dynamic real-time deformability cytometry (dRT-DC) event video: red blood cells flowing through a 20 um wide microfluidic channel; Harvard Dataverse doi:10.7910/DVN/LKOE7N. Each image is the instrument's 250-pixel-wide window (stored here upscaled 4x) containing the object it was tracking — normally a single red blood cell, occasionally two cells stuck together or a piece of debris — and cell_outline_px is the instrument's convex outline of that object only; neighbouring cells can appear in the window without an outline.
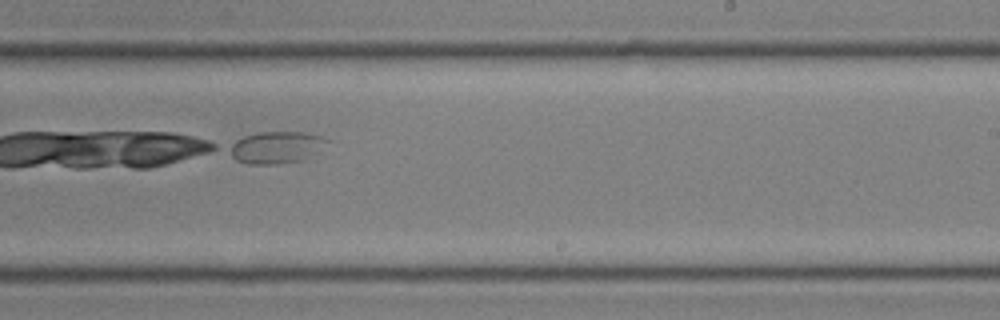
{"species": "common noctule bat (a hibernating species)", "species_latin": "Nyctalus noctula", "temperature_condition": "room temperature", "stored_images_in_passage": 25, "camera_frame_rate_fps": 3000, "um_per_image_px": 0.085, "animal": {"sex": "male", "body_mass_g": 19.0, "forearm_length_mm": 50.8}, "frame": {"image": 1, "passage_image": 16, "time_ms": 5.0, "image_size_px": [1000, 320], "cell_outline_px": [[328, 140], [304, 160], [276, 164], [248, 164], [236, 160], [224, 148], [228, 144], [244, 136], [260, 132], [304, 132], [320, 136]], "centroid_in_image_um": [23.34, 12.53], "position_along_channel_um": 265.7, "area_um2": 18.03}}
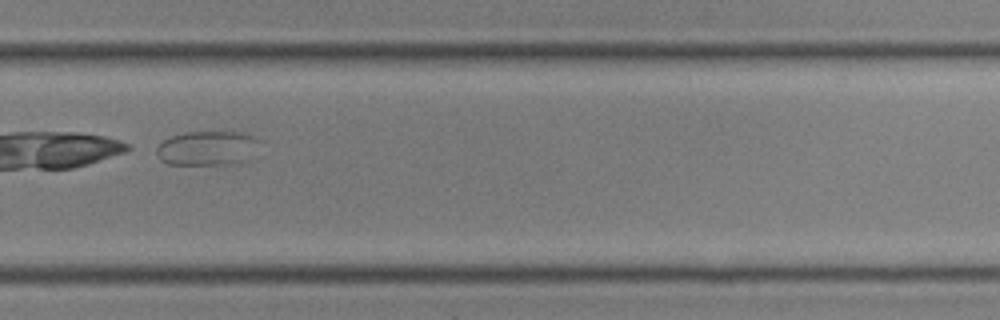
{"frame": {"image": 2, "passage_image": 19, "time_ms": 6.0, "image_size_px": [1000, 320], "cell_outline_px": [[260, 140], [232, 160], [224, 164], [168, 164], [160, 160], [156, 152], [156, 148], [164, 140], [172, 136], [184, 132], [244, 132], [256, 136]], "centroid_in_image_um": [17.39, 12.54], "position_along_channel_um": 312.4, "area_um2": 19.19}}
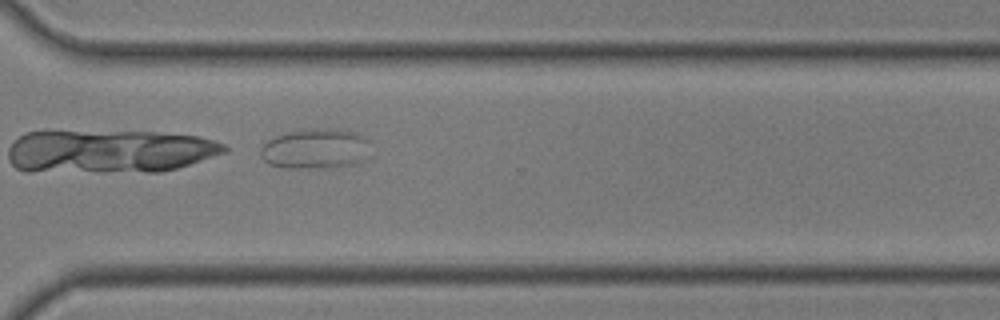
{"frame": {"image": 3, "passage_image": 21, "time_ms": 6.667, "image_size_px": [1000, 320], "cell_outline_px": [[368, 140], [356, 160], [352, 164], [324, 168], [288, 168], [268, 164], [260, 156], [260, 148], [268, 140], [276, 136], [288, 132], [304, 128], [336, 128], [356, 132]], "centroid_in_image_um": [26.65, 12.61], "position_along_channel_um": 344.0, "area_um2": 25.09}}